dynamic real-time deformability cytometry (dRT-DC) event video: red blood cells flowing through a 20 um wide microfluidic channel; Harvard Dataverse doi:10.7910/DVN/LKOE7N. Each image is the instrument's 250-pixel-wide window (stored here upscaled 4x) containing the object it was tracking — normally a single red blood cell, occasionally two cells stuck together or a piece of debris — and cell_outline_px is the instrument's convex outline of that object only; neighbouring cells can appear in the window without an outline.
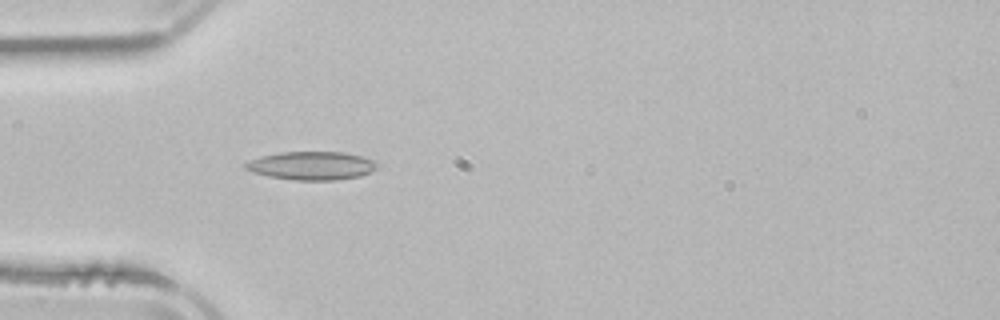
{"species": "common noctule bat (a hibernating species)", "species_latin": "Nyctalus noctula", "temperature_condition": "room temperature", "stored_images_in_passage": 3, "camera_frame_rate_fps": 3000, "um_per_image_px": 0.085, "animal": {"sex": "male", "body_mass_g": 21.5, "forearm_length_mm": 52.0}, "frame": {"image": 1, "passage_image": 3, "time_ms": 2.667, "image_size_px": [1000, 320], "cell_outline_px": [[376, 168], [372, 172], [360, 176], [336, 180], [296, 180], [268, 176], [252, 172], [244, 168], [244, 164], [260, 156], [280, 152], [344, 152], [360, 156], [372, 160], [376, 164]], "centroid_in_image_um": [26.47, 14.08], "position_along_channel_um": 58.5, "area_um2": 21.62}}